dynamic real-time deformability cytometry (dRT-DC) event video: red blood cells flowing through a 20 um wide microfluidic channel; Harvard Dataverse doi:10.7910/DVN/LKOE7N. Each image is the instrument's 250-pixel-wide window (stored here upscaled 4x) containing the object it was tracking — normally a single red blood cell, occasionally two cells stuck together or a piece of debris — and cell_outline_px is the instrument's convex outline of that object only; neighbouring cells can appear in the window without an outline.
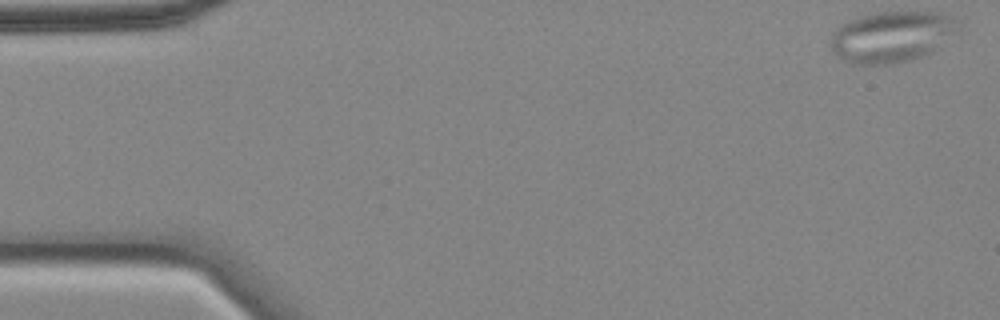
{"species": "common noctule bat (a hibernating species)", "species_latin": "Nyctalus noctula", "temperature_condition": "cold", "stored_images_in_passage": 56, "camera_frame_rate_fps": 3000, "um_per_image_px": 0.085, "animal": {"sex": "female", "body_mass_g": 18.4}, "frame": {"image": 1, "passage_image": 1, "time_ms": 0.0, "image_size_px": [1000, 320], "cell_outline_px": [[960, 28], [940, 48], [932, 52], [908, 60], [888, 64], [852, 64], [844, 60], [832, 52], [828, 44], [832, 32], [836, 28], [848, 20], [860, 16], [876, 12], [940, 12], [960, 20]], "centroid_in_image_um": [75.8, 3.11], "position_along_channel_um": 9.2, "area_um2": 38.44}}
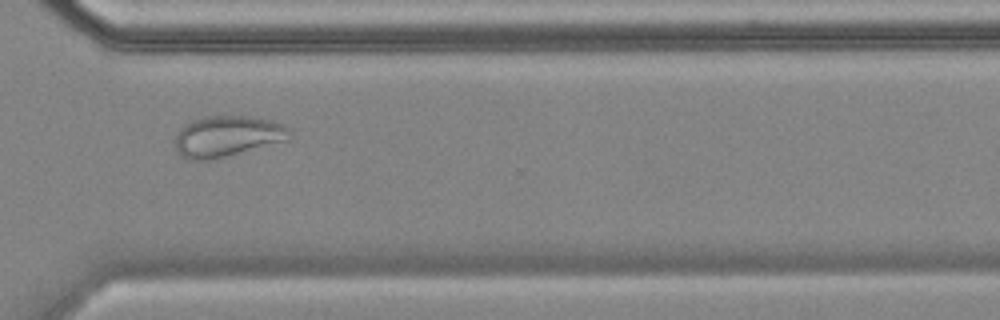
{"frame": {"image": 2, "passage_image": 41, "time_ms": 13.333, "image_size_px": [1000, 320], "cell_outline_px": [[292, 140], [212, 160], [184, 160], [176, 152], [176, 136], [180, 128], [184, 124], [192, 120], [204, 116], [252, 116], [272, 120], [284, 124], [292, 128]], "centroid_in_image_um": [19.38, 11.59], "position_along_channel_um": 351.2, "area_um2": 28.21}}
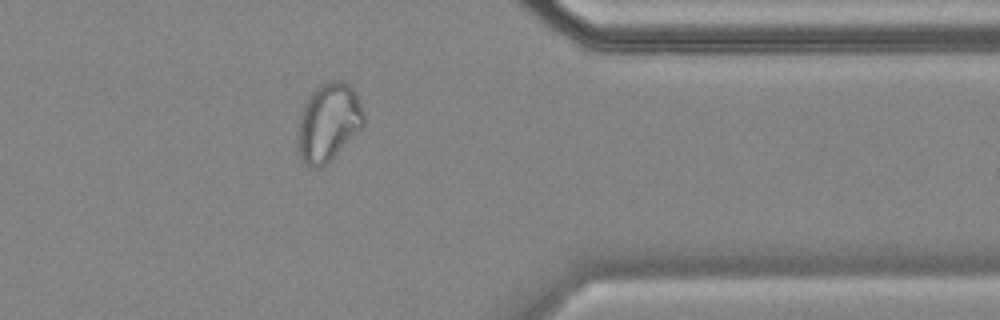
{"frame": {"image": 3, "passage_image": 45, "time_ms": 14.667, "image_size_px": [1000, 320], "cell_outline_px": [[364, 124], [320, 168], [308, 168], [304, 164], [300, 156], [300, 116], [304, 104], [308, 96], [320, 84], [328, 80], [340, 80], [348, 84], [356, 92], [364, 112]], "centroid_in_image_um": [27.92, 10.34], "position_along_channel_um": 383.5, "area_um2": 29.13}}